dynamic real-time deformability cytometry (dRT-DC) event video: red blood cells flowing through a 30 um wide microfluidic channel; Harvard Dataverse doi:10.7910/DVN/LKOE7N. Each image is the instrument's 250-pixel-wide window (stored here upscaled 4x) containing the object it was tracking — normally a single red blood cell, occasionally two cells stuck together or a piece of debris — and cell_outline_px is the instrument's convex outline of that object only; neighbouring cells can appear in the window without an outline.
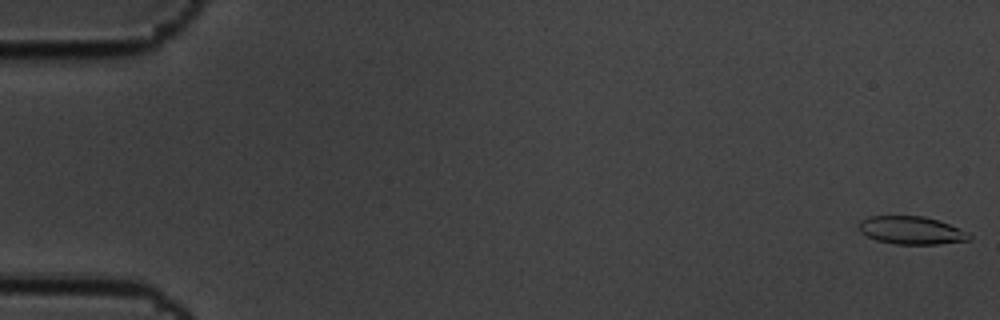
{"species": "common noctule bat (a hibernating species)", "species_latin": "Nyctalus noctula", "temperature_condition": "cold", "stored_images_in_passage": 56, "camera_frame_rate_fps": 3000, "um_per_image_px": 0.085, "animal": {"sex": "male", "body_mass_g": 19.5, "forearm_length_mm": 54.6}, "frame": {"image": 1, "passage_image": 1, "time_ms": 0.0, "image_size_px": [1000, 320], "cell_outline_px": [[972, 236], [968, 240], [936, 244], [896, 244], [876, 240], [860, 232], [860, 220], [868, 216], [924, 216], [940, 220], [968, 232]], "centroid_in_image_um": [77.47, 19.57], "position_along_channel_um": 7.5, "area_um2": 17.92}}
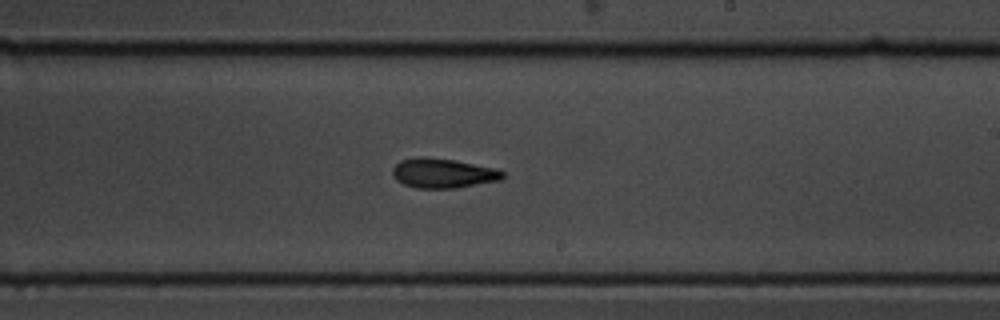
{"frame": {"image": 2, "passage_image": 35, "time_ms": 11.333, "image_size_px": [1000, 320], "cell_outline_px": [[504, 176], [500, 180], [456, 188], [416, 188], [404, 184], [396, 180], [392, 176], [392, 168], [400, 160], [420, 156], [424, 156], [456, 160], [496, 168], [504, 172]], "centroid_in_image_um": [37.63, 14.71], "position_along_channel_um": 251.4, "area_um2": 19.19}}
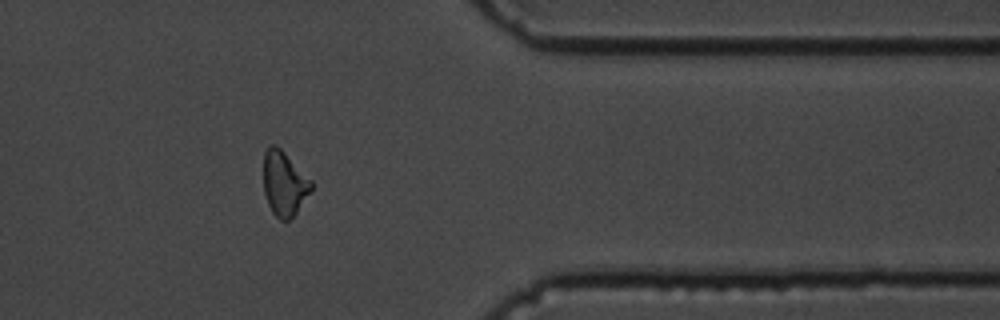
{"frame": {"image": 3, "passage_image": 48, "time_ms": 15.667, "image_size_px": [1000, 320], "cell_outline_px": [[312, 192], [296, 212], [288, 220], [280, 220], [272, 212], [268, 204], [264, 192], [264, 152], [268, 144], [276, 144], [312, 180]], "centroid_in_image_um": [24.16, 15.58], "position_along_channel_um": 387.2, "area_um2": 18.03}, "authors_computed_cell_mechanics": {"area_um2": 18.4671, "velocity_mm_per_s": 3.4571, "shape_relaxation_time_tau1_ms": 8.283, "shape_relaxation_time_tau2_ms": 4.1989, "deformation_change_tau1": 0.1973, "deformation_change_tau2": 0.1199}}